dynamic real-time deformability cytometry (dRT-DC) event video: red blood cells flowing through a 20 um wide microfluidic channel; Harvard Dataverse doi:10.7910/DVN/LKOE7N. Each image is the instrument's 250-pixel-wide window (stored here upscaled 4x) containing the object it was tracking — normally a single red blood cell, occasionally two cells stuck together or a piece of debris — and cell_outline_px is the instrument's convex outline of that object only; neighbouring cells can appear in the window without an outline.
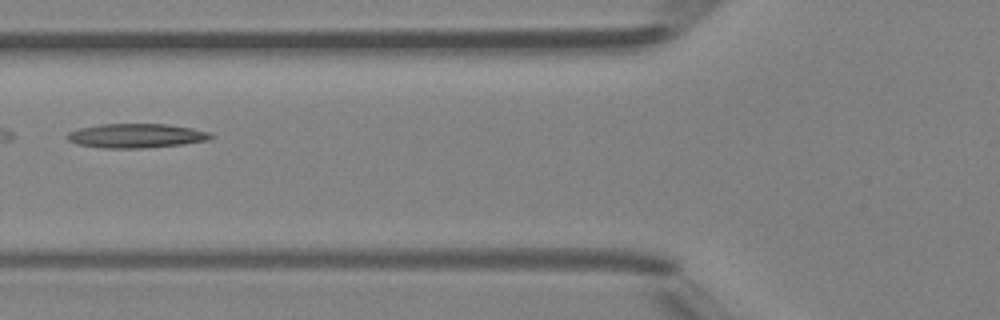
{"species": "Egyptian fruit bat (a non-hibernating species)", "species_latin": "Rousettus aegyptiacus", "temperature_condition": "room temperature", "stored_images_in_passage": 6, "camera_frame_rate_fps": 3000, "um_per_image_px": 0.085, "animal": {"sex": "female"}, "frame": {"image": 1, "passage_image": 6, "time_ms": 5.667, "image_size_px": [1000, 320], "cell_outline_px": [[216, 136], [208, 140], [184, 144], [144, 148], [104, 148], [76, 144], [68, 140], [68, 132], [80, 128], [100, 124], [168, 124], [192, 128], [208, 132]], "centroid_in_image_um": [11.6, 11.54], "position_along_channel_um": 114.2, "area_um2": 20.29}}